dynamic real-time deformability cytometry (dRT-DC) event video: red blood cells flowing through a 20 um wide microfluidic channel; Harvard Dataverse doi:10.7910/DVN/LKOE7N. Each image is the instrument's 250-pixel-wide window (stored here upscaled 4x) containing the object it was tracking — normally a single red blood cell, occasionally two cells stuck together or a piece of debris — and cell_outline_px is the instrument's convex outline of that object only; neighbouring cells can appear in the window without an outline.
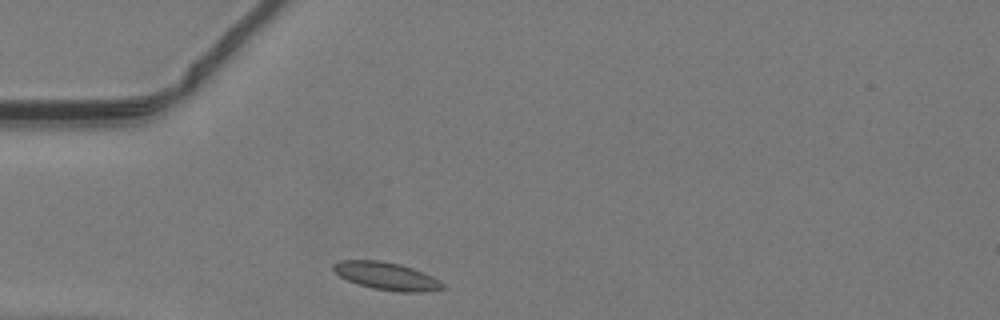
{"species": "common noctule bat (a hibernating species)", "species_latin": "Nyctalus noctula", "temperature_condition": "warm", "stored_images_in_passage": 35, "camera_frame_rate_fps": 3000, "um_per_image_px": 0.085, "animal": {"sex": "male", "body_mass_g": 19.2, "forearm_length_mm": 51.8}, "frame": {"image": 1, "passage_image": 1, "time_ms": 0.0, "image_size_px": [1000, 320], "cell_outline_px": [[448, 288], [420, 292], [400, 292], [372, 288], [348, 280], [340, 276], [332, 268], [332, 264], [340, 260], [380, 260], [400, 264], [412, 268], [432, 276], [440, 280]], "centroid_in_image_um": [32.88, 23.46], "position_along_channel_um": 52.1, "area_um2": 17.57}}
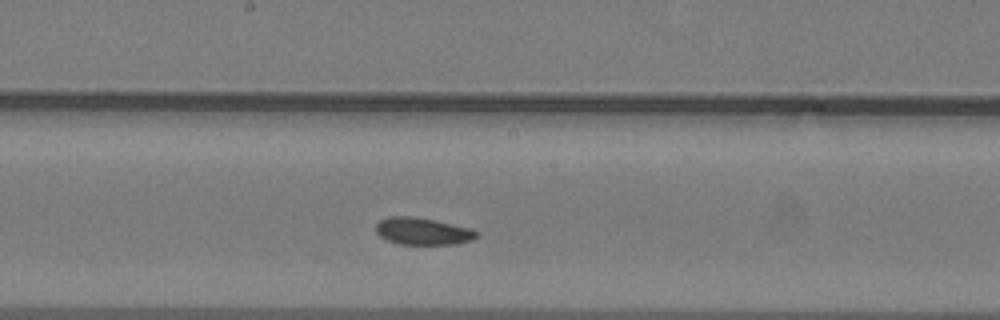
{"frame": {"image": 2, "passage_image": 13, "time_ms": 4.0, "image_size_px": [1000, 320], "cell_outline_px": [[480, 236], [472, 240], [456, 244], [400, 244], [388, 240], [380, 236], [376, 232], [376, 224], [380, 220], [388, 216], [416, 216], [472, 228], [480, 232]], "centroid_in_image_um": [35.98, 19.64], "position_along_channel_um": 212.2, "area_um2": 16.13}}
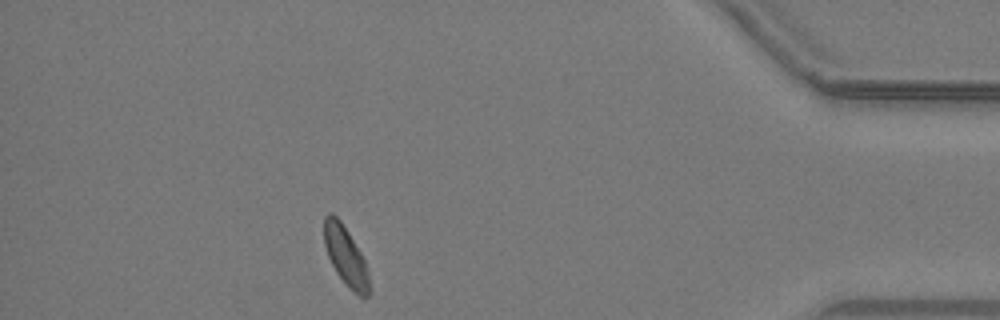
{"frame": {"image": 3, "passage_image": 30, "time_ms": 9.667, "image_size_px": [1000, 320], "cell_outline_px": [[372, 292], [368, 296], [360, 296], [348, 288], [336, 272], [328, 256], [324, 244], [324, 216], [328, 212], [332, 212], [340, 220], [348, 232], [360, 252], [364, 260], [368, 272]], "centroid_in_image_um": [29.39, 21.78], "position_along_channel_um": 405.8, "area_um2": 15.61}}